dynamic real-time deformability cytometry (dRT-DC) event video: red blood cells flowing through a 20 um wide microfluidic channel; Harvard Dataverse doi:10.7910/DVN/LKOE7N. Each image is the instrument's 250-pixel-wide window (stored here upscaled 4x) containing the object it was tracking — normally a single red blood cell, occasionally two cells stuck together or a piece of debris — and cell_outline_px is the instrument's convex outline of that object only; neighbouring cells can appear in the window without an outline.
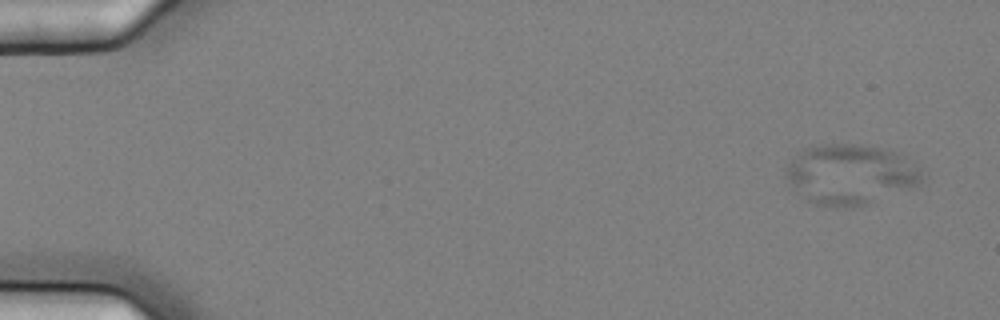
{"species": "common noctule bat (a hibernating species)", "species_latin": "Nyctalus noctula", "temperature_condition": "cold", "stored_images_in_passage": 4, "camera_frame_rate_fps": 3000, "um_per_image_px": 0.085, "animal": {"sex": "female", "body_mass_g": 25.1}, "frame": {"image": 1, "passage_image": 1, "time_ms": 0.0, "image_size_px": [1000, 320], "cell_outline_px": [[928, 176], [920, 184], [864, 204], [852, 208], [848, 208], [816, 204], [800, 196], [792, 188], [784, 176], [784, 168], [804, 148], [812, 144], [860, 144], [880, 148], [892, 152], [900, 156], [920, 168]], "centroid_in_image_um": [72.23, 14.82], "position_along_channel_um": 12.8, "area_um2": 47.57}}